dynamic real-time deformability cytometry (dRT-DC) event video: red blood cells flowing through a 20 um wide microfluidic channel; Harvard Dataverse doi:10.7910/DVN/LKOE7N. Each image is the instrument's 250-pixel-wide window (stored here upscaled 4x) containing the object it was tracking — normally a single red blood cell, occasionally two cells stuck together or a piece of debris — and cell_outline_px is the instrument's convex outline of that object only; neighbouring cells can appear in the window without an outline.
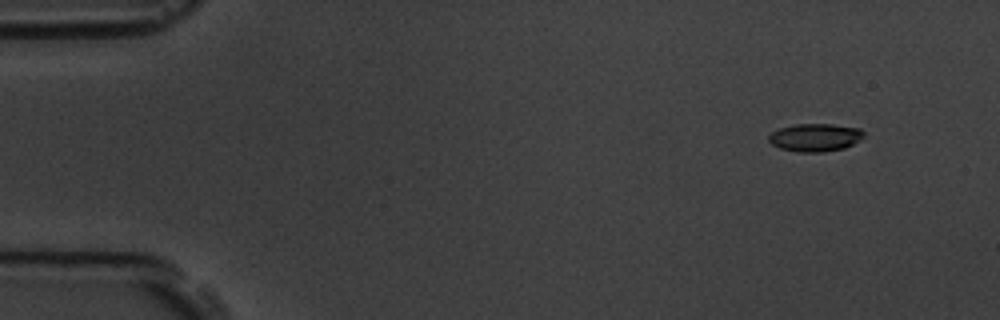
{"species": "common noctule bat (a hibernating species)", "species_latin": "Nyctalus noctula", "temperature_condition": "room temperature", "stored_images_in_passage": 5, "camera_frame_rate_fps": 3000, "um_per_image_px": 0.085, "animal": {"sex": "male", "body_mass_g": 19.5, "forearm_length_mm": 54.6}, "frame": {"image": 1, "passage_image": 2, "time_ms": 1.0, "image_size_px": [1000, 320], "cell_outline_px": [[864, 136], [860, 140], [844, 148], [824, 152], [800, 152], [780, 148], [772, 144], [768, 140], [768, 136], [772, 132], [780, 128], [796, 124], [832, 124], [860, 128], [864, 132]], "centroid_in_image_um": [69.3, 11.68], "position_along_channel_um": 15.7, "area_um2": 15.43}}
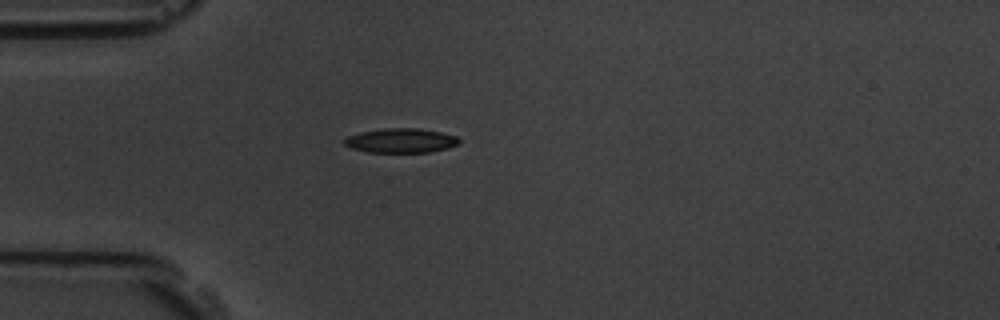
{"frame": {"image": 2, "passage_image": 5, "time_ms": 4.667, "image_size_px": [1000, 320], "cell_outline_px": [[460, 144], [448, 148], [428, 152], [368, 152], [352, 148], [344, 144], [344, 140], [348, 136], [360, 132], [384, 128], [420, 128], [440, 132], [456, 136], [460, 140]], "centroid_in_image_um": [34.1, 11.94], "position_along_channel_um": 50.9, "area_um2": 16.3}}